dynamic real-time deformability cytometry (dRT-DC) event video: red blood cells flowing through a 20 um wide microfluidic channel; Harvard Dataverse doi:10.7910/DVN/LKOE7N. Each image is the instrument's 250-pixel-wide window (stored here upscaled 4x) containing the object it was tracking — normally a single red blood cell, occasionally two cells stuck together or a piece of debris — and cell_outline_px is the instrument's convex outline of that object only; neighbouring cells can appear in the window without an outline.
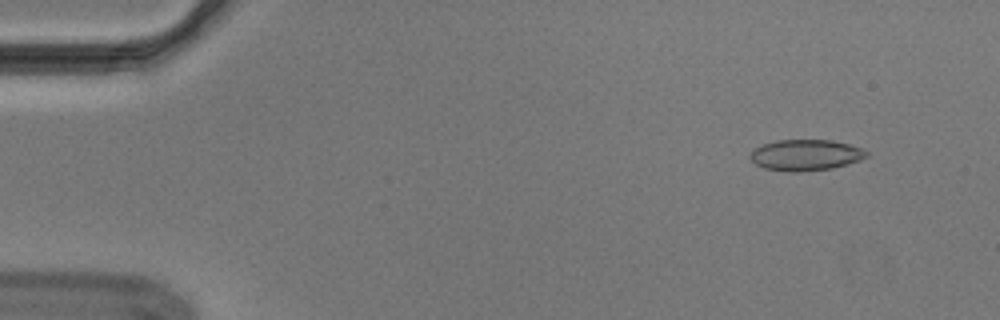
{"species": "Egyptian fruit bat (a non-hibernating species)", "species_latin": "Rousettus aegyptiacus", "temperature_condition": "cold", "stored_images_in_passage": 54, "camera_frame_rate_fps": 3000, "um_per_image_px": 0.085, "animal": {"sex": "male"}, "frame": {"image": 1, "passage_image": 5, "time_ms": 1.333, "image_size_px": [1000, 320], "cell_outline_px": [[868, 156], [860, 160], [832, 168], [800, 172], [788, 172], [764, 168], [756, 164], [748, 156], [756, 148], [764, 144], [776, 140], [832, 140], [848, 144], [860, 148], [868, 152]], "centroid_in_image_um": [68.48, 13.18], "position_along_channel_um": 16.5, "area_um2": 20.92}}
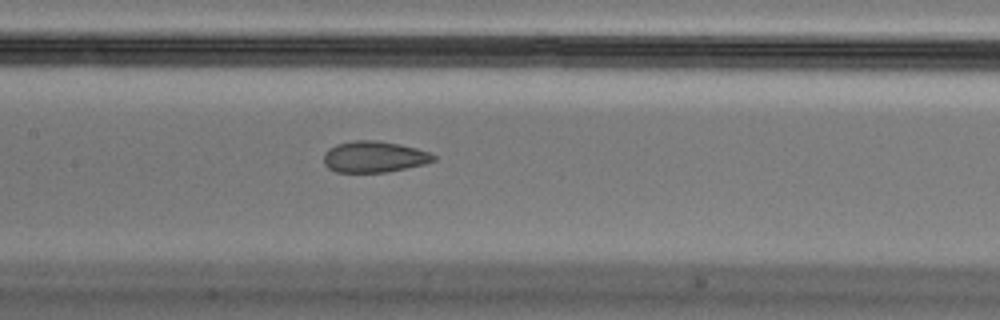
{"frame": {"image": 2, "passage_image": 26, "time_ms": 8.333, "image_size_px": [1000, 320], "cell_outline_px": [[436, 160], [424, 164], [388, 172], [336, 172], [328, 168], [324, 164], [324, 152], [328, 148], [336, 144], [352, 140], [376, 140], [400, 144], [416, 148], [428, 152], [436, 156]], "centroid_in_image_um": [31.78, 13.32], "position_along_channel_um": 175.6, "area_um2": 20.11}}
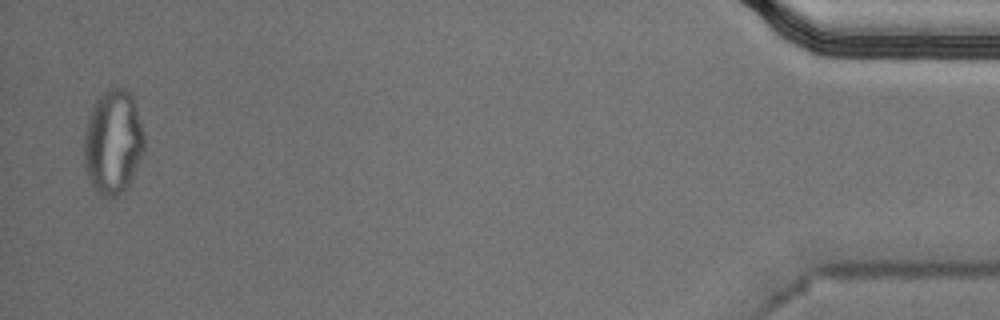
{"frame": {"image": 3, "passage_image": 53, "time_ms": 17.333, "image_size_px": [1000, 320], "cell_outline_px": [[144, 152], [128, 184], [116, 196], [104, 196], [96, 192], [88, 176], [84, 164], [84, 136], [88, 120], [92, 108], [96, 100], [108, 88], [128, 88], [136, 104], [144, 136]], "centroid_in_image_um": [9.61, 12.04], "position_along_channel_um": 425.6, "area_um2": 36.3}, "authors_computed_cell_mechanics": {"area_um2": 21.2704, "velocity_mm_per_s": 3.7009, "shape_relaxation_time_tau1_ms": null, "shape_relaxation_time_tau2_ms": 1.5472, "deformation_change_tau1": null, "deformation_change_tau2": 0.0788}}